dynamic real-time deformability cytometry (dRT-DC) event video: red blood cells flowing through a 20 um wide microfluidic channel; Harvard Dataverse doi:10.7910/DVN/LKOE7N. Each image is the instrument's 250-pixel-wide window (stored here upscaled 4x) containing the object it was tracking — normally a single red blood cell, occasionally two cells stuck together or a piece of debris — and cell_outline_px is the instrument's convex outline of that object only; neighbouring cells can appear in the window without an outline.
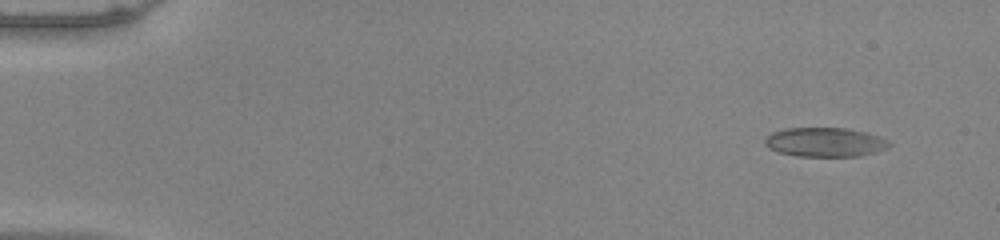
{"species": "common noctule bat (a hibernating species)", "species_latin": "Nyctalus noctula", "temperature_condition": "warm", "stored_images_in_passage": 52, "camera_frame_rate_fps": 3000, "um_per_image_px": 0.085, "animal": {"sex": "male", "body_mass_g": 20.0, "forearm_length_mm": 53.3}, "frame": {"image": 1, "passage_image": 4, "time_ms": 1.0, "image_size_px": [1000, 240], "cell_outline_px": [[892, 144], [888, 148], [876, 152], [860, 156], [796, 156], [776, 152], [768, 148], [764, 144], [764, 140], [772, 132], [788, 128], [844, 128], [864, 132], [880, 136], [888, 140]], "centroid_in_image_um": [70.13, 12.09], "position_along_channel_um": 14.9, "area_um2": 21.27}}
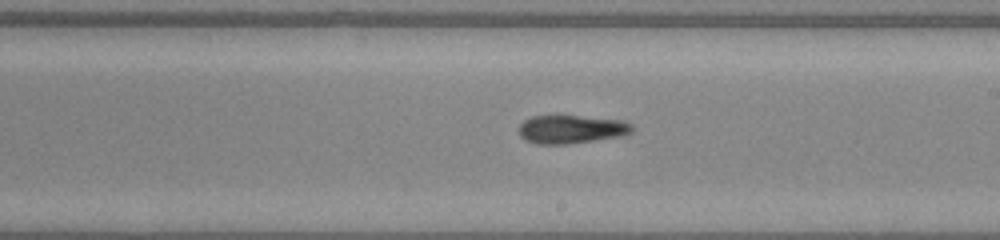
{"frame": {"image": 2, "passage_image": 31, "time_ms": 10.0, "image_size_px": [1000, 240], "cell_outline_px": [[632, 132], [624, 136], [564, 144], [536, 144], [524, 140], [520, 136], [520, 124], [524, 120], [532, 116], [556, 112], [624, 120], [632, 124]], "centroid_in_image_um": [48.55, 10.93], "position_along_channel_um": 240.5, "area_um2": 19.71}}
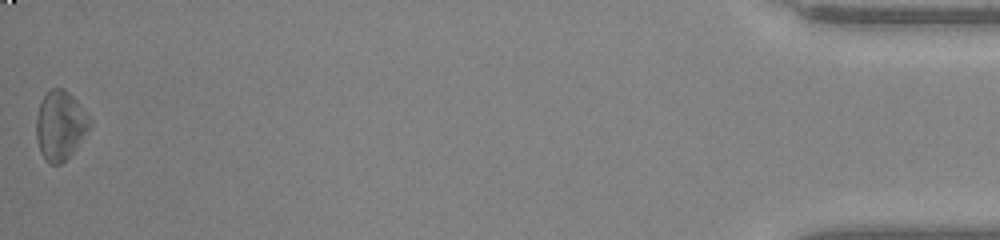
{"frame": {"image": 3, "passage_image": 52, "time_ms": 17.0, "image_size_px": [1000, 240], "cell_outline_px": [[92, 124], [72, 152], [60, 164], [52, 164], [40, 152], [36, 136], [36, 116], [40, 100], [52, 88], [64, 88], [76, 100], [92, 120]], "centroid_in_image_um": [5.11, 10.62], "position_along_channel_um": 430.1, "area_um2": 21.21}, "authors_computed_cell_mechanics": {"area_um2": 20.1144, "velocity_mm_per_s": 3.9939, "shape_relaxation_time_tau1_ms": 4.0113, "shape_relaxation_time_tau2_ms": null, "deformation_change_tau1": 0.1509, "deformation_change_tau2": null}}